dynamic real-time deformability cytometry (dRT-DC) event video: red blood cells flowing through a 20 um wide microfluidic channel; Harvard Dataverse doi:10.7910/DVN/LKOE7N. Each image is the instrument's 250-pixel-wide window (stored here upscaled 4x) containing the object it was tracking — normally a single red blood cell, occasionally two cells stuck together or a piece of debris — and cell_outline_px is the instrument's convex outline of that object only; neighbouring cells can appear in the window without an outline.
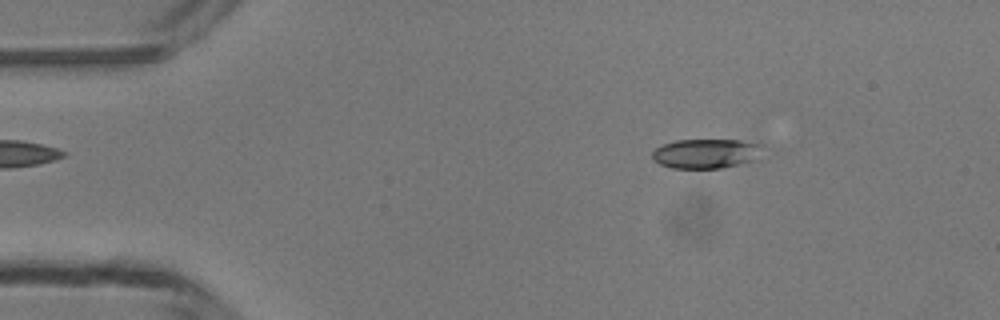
{"species": "common noctule bat (a hibernating species)", "species_latin": "Nyctalus noctula", "temperature_condition": "room temperature", "stored_images_in_passage": 4, "camera_frame_rate_fps": 3000, "um_per_image_px": 0.085, "animal": {"sex": "male", "body_mass_g": 13.3}, "frame": {"image": 1, "passage_image": 2, "time_ms": 1.0, "image_size_px": [1000, 320], "cell_outline_px": [[764, 144], [760, 160], [720, 168], [672, 168], [660, 164], [652, 160], [652, 152], [656, 148], [664, 144], [676, 140], [740, 140]], "centroid_in_image_um": [60.09, 13.05], "position_along_channel_um": 24.9, "area_um2": 19.36}}
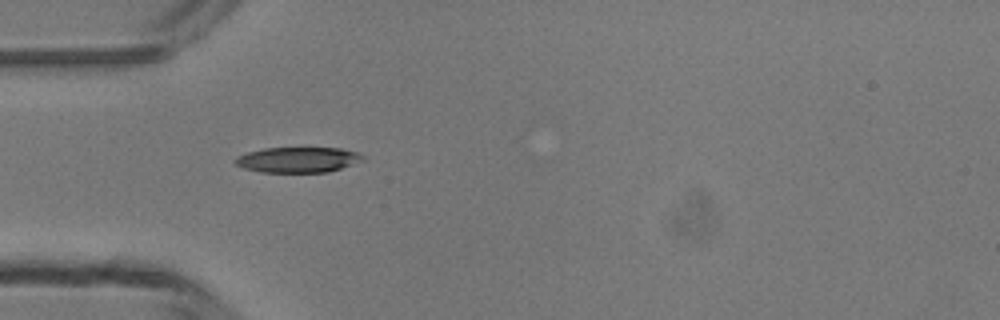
{"frame": {"image": 2, "passage_image": 4, "time_ms": 3.333, "image_size_px": [1000, 320], "cell_outline_px": [[364, 160], [328, 172], [260, 172], [244, 168], [236, 164], [232, 160], [236, 156], [248, 152], [264, 148], [340, 148], [360, 152], [364, 156]], "centroid_in_image_um": [25.32, 13.57], "position_along_channel_um": 59.7, "area_um2": 18.96}}